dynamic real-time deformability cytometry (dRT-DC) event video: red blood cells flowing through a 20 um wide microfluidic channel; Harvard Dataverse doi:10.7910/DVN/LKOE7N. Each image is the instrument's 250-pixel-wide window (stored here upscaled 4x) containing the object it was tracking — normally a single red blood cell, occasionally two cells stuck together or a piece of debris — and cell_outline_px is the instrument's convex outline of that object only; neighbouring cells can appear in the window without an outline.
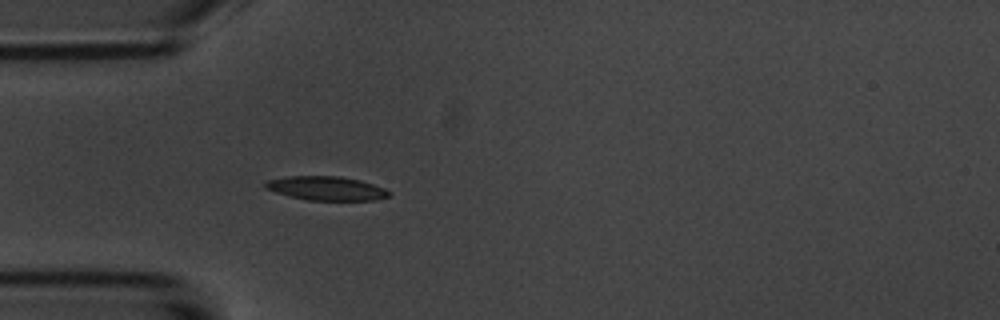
{"species": "common noctule bat (a hibernating species)", "species_latin": "Nyctalus noctula", "temperature_condition": "room temperature", "stored_images_in_passage": 5, "camera_frame_rate_fps": 3000, "um_per_image_px": 0.085, "animal": {"sex": "male", "body_mass_g": 20.1, "forearm_length_mm": 53.5}, "frame": {"image": 1, "passage_image": 5, "time_ms": 4.667, "image_size_px": [1000, 320], "cell_outline_px": [[392, 192], [388, 196], [376, 200], [308, 200], [276, 192], [264, 188], [264, 180], [288, 176], [340, 176], [360, 180], [384, 188]], "centroid_in_image_um": [27.72, 16.0], "position_along_channel_um": 57.3, "area_um2": 17.22}}